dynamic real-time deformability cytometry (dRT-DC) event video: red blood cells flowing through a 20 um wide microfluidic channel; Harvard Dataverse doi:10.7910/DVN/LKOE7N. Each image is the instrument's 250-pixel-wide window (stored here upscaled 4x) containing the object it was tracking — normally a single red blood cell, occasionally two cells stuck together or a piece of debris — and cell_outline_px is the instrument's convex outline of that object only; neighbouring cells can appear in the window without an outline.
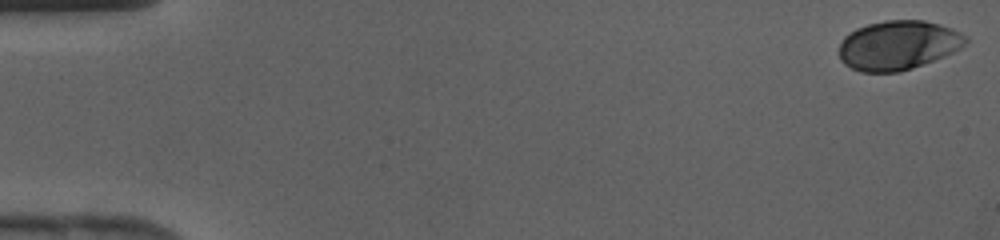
{"species": "human", "species_latin": "Homo sapiens", "temperature_condition": "cold", "stored_images_in_passage": 43, "camera_frame_rate_fps": 3000, "um_per_image_px": 0.085, "donor": {"sex": "female"}, "frame": {"image": 1, "passage_image": 1, "time_ms": 0.0, "image_size_px": [1000, 240], "cell_outline_px": [[968, 40], [960, 48], [944, 56], [912, 68], [900, 72], [860, 72], [844, 64], [840, 60], [840, 44], [844, 36], [856, 28], [868, 24], [884, 20], [924, 20], [940, 24], [952, 28], [968, 36]], "centroid_in_image_um": [76.34, 3.84], "position_along_channel_um": 8.7, "area_um2": 36.41}}
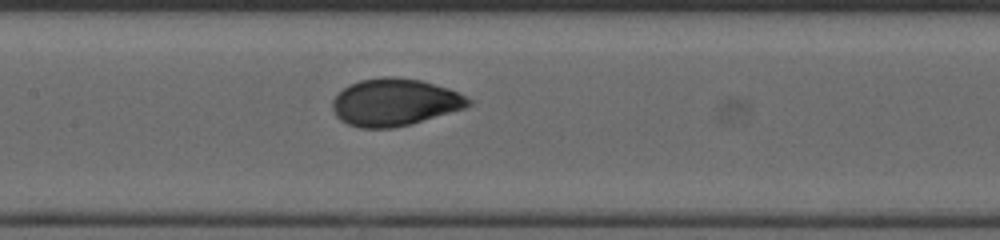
{"frame": {"image": 2, "passage_image": 21, "time_ms": 6.667, "image_size_px": [1000, 240], "cell_outline_px": [[472, 104], [464, 108], [408, 124], [392, 128], [360, 128], [348, 124], [340, 120], [336, 116], [332, 108], [332, 100], [348, 84], [360, 80], [384, 76], [396, 76], [420, 80], [448, 88], [472, 100]], "centroid_in_image_um": [33.51, 8.68], "position_along_channel_um": 173.9, "area_um2": 37.17}}
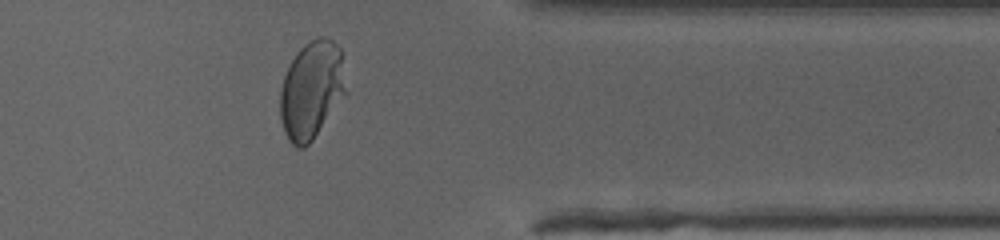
{"frame": {"image": 3, "passage_image": 35, "time_ms": 11.333, "image_size_px": [1000, 240], "cell_outline_px": [[348, 92], [312, 140], [304, 148], [296, 148], [288, 140], [284, 132], [280, 116], [280, 92], [284, 76], [292, 60], [300, 48], [304, 44], [320, 36], [324, 36], [332, 40], [340, 48]], "centroid_in_image_um": [26.49, 7.66], "position_along_channel_um": 384.9, "area_um2": 37.63}}